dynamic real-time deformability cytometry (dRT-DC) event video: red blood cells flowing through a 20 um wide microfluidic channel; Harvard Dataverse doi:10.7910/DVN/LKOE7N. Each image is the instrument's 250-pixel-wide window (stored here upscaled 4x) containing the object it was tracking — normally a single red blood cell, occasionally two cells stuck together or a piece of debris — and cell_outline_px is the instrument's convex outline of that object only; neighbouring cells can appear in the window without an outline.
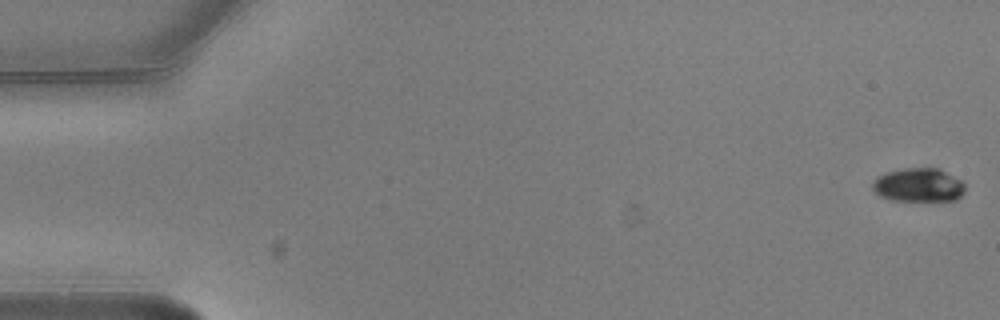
{"species": "common noctule bat (a hibernating species)", "species_latin": "Nyctalus noctula", "temperature_condition": "warm", "stored_images_in_passage": 6, "camera_frame_rate_fps": 3000, "um_per_image_px": 0.085, "animal": {"sex": "male", "body_mass_g": 20.5, "forearm_length_mm": 52.5}, "frame": {"image": 1, "passage_image": 1, "time_ms": 0.0, "image_size_px": [1000, 320], "cell_outline_px": [[964, 192], [956, 200], [892, 200], [880, 196], [872, 188], [872, 180], [876, 176], [884, 172], [904, 168], [940, 168], [960, 180], [964, 184]], "centroid_in_image_um": [78.04, 15.71], "position_along_channel_um": 7.0, "area_um2": 18.21}}